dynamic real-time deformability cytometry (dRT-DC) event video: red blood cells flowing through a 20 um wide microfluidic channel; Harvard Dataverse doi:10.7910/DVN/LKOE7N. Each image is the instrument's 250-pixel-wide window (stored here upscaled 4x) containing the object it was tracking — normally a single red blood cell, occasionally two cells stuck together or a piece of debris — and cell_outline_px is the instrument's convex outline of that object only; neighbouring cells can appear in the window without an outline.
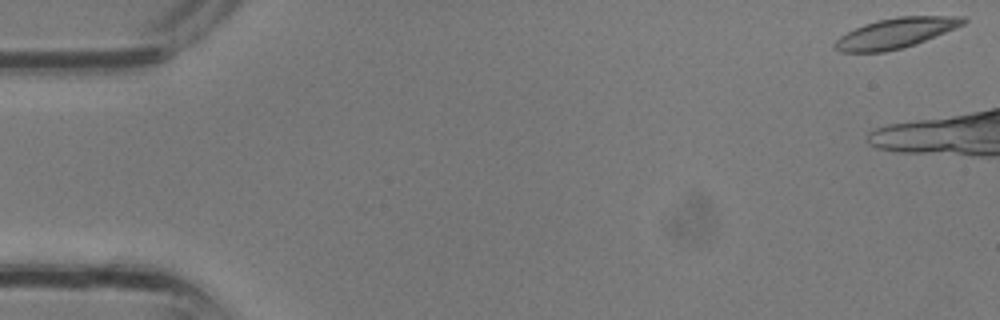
{"species": "common noctule bat (a hibernating species)", "species_latin": "Nyctalus noctula", "temperature_condition": "room temperature", "stored_images_in_passage": 4, "camera_frame_rate_fps": 3000, "um_per_image_px": 0.085, "animal": {"sex": "male", "body_mass_g": 13.3}, "frame": {"image": 1, "passage_image": 1, "time_ms": 0.0, "image_size_px": [1000, 320], "cell_outline_px": [[968, 20], [964, 24], [916, 44], [904, 48], [884, 52], [840, 52], [832, 48], [832, 44], [840, 36], [864, 24], [876, 20], [896, 16], [964, 16]], "centroid_in_image_um": [76.11, 2.81], "position_along_channel_um": 8.9, "area_um2": 22.66}}